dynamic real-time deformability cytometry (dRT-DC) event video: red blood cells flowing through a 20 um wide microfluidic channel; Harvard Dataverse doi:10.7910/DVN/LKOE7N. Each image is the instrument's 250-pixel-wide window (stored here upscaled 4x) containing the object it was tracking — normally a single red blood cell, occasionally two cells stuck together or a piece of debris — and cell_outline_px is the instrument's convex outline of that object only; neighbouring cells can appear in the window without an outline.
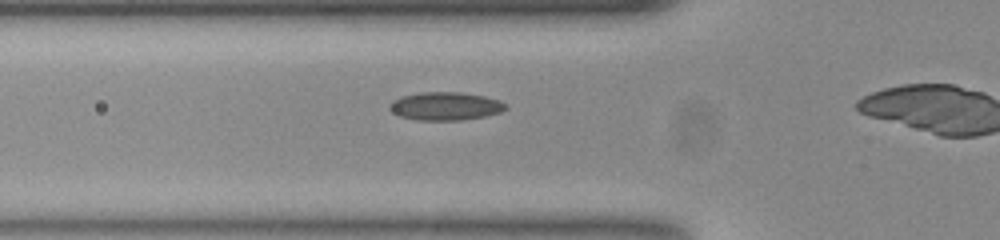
{"species": "common noctule bat (a hibernating species)", "species_latin": "Nyctalus noctula", "temperature_condition": "room temperature", "stored_images_in_passage": 18, "camera_frame_rate_fps": 3000, "um_per_image_px": 0.085, "animal": {"sex": "female", "body_mass_g": 23.0, "forearm_length_mm": 53.4}, "frame": {"image": 1, "passage_image": 13, "time_ms": 4.0, "image_size_px": [1000, 240], "cell_outline_px": [[508, 108], [500, 112], [484, 116], [460, 120], [416, 120], [400, 116], [392, 112], [388, 108], [388, 104], [392, 100], [400, 96], [420, 92], [460, 92], [484, 96], [500, 100], [508, 104]], "centroid_in_image_um": [37.84, 9.01], "position_along_channel_um": 88.0, "area_um2": 19.25}}
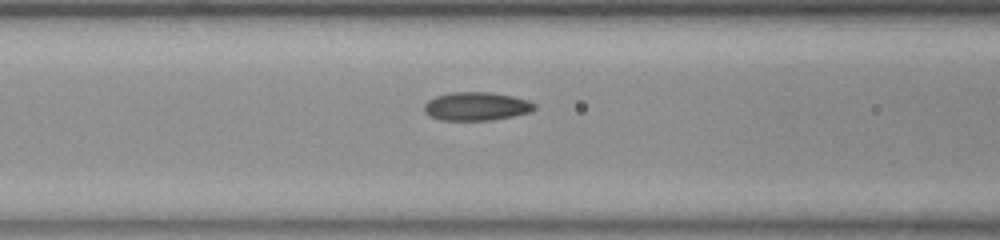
{"frame": {"image": 2, "passage_image": 16, "time_ms": 5.0, "image_size_px": [1000, 240], "cell_outline_px": [[536, 108], [532, 112], [492, 120], [440, 120], [428, 116], [424, 112], [424, 104], [428, 100], [436, 96], [452, 92], [488, 92], [512, 96], [528, 100], [536, 104]], "centroid_in_image_um": [40.48, 9.04], "position_along_channel_um": 126.1, "area_um2": 18.38}}